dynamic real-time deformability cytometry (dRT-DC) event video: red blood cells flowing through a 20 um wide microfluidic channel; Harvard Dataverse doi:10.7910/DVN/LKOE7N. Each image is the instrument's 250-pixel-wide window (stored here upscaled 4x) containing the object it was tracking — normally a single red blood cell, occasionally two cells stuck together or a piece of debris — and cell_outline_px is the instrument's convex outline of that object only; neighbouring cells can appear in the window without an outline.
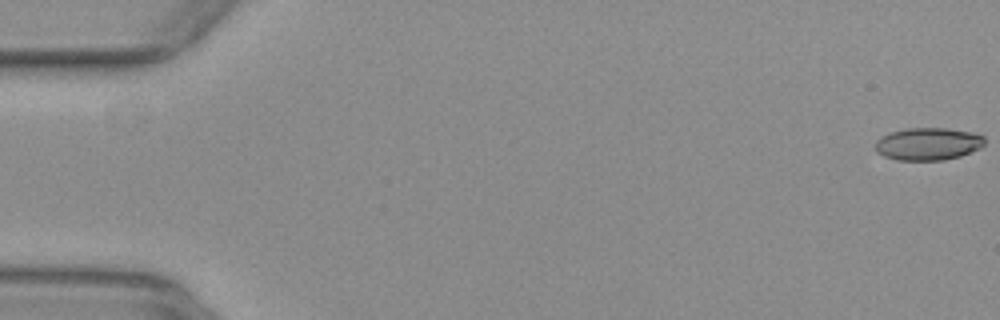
{"species": "common noctule bat (a hibernating species)", "species_latin": "Nyctalus noctula", "temperature_condition": "warm", "stored_images_in_passage": 10, "camera_frame_rate_fps": 3000, "um_per_image_px": 0.085, "animal": {"sex": "female", "body_mass_g": 29.2, "forearm_length_mm": 56.3}, "frame": {"image": 1, "passage_image": 1, "time_ms": 0.0, "image_size_px": [1000, 320], "cell_outline_px": [[984, 144], [980, 148], [960, 156], [944, 160], [896, 160], [884, 156], [876, 152], [876, 140], [880, 136], [888, 132], [908, 128], [948, 128], [972, 132], [984, 136]], "centroid_in_image_um": [78.86, 12.22], "position_along_channel_um": 6.1, "area_um2": 20.87}}